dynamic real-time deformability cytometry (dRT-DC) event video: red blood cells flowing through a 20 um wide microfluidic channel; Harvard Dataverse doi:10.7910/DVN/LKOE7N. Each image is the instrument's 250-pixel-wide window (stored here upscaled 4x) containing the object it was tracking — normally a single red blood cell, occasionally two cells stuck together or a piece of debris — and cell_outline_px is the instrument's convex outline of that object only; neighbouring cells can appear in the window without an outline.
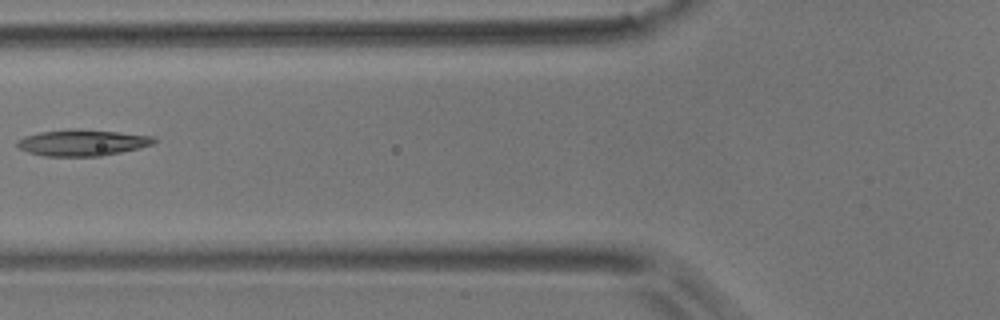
{"species": "common noctule bat (a hibernating species)", "species_latin": "Nyctalus noctula", "temperature_condition": "room temperature", "stored_images_in_passage": 9, "camera_frame_rate_fps": 3000, "um_per_image_px": 0.085, "animal": {"sex": "male", "body_mass_g": 17.9}, "frame": {"image": 1, "passage_image": 6, "time_ms": 6.333, "image_size_px": [1000, 320], "cell_outline_px": [[156, 140], [152, 144], [140, 148], [100, 156], [44, 156], [28, 152], [20, 148], [16, 144], [16, 140], [24, 136], [40, 132], [68, 128], [72, 128], [116, 132], [156, 136]], "centroid_in_image_um": [6.98, 12.12], "position_along_channel_um": 118.8, "area_um2": 20.98}}
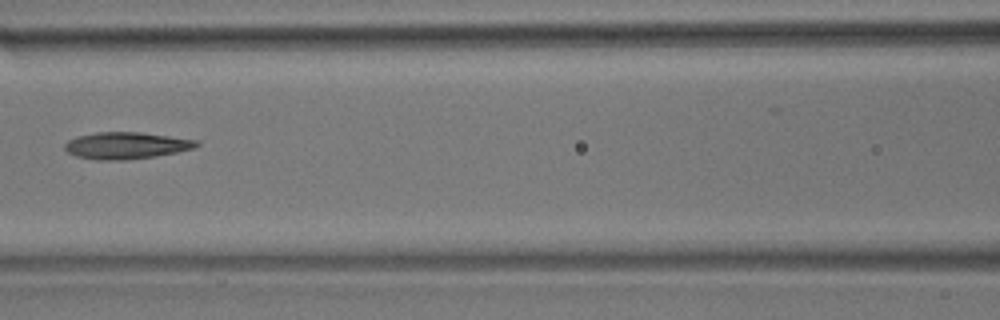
{"frame": {"image": 2, "passage_image": 7, "time_ms": 7.333, "image_size_px": [1000, 320], "cell_outline_px": [[200, 144], [192, 148], [176, 152], [156, 156], [124, 160], [96, 160], [76, 156], [68, 152], [64, 148], [64, 144], [68, 140], [76, 136], [96, 132], [140, 132], [196, 140]], "centroid_in_image_um": [10.67, 12.37], "position_along_channel_um": 155.9, "area_um2": 20.46}}
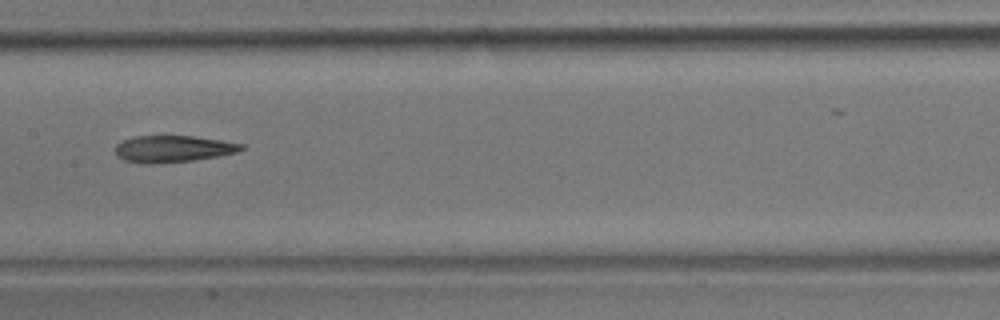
{"frame": {"image": 3, "passage_image": 8, "time_ms": 8.333, "image_size_px": [1000, 320], "cell_outline_px": [[244, 148], [236, 152], [196, 160], [152, 164], [144, 164], [124, 160], [116, 156], [116, 144], [124, 140], [136, 136], [196, 136], [244, 144]], "centroid_in_image_um": [14.68, 12.66], "position_along_channel_um": 192.7, "area_um2": 19.59}}